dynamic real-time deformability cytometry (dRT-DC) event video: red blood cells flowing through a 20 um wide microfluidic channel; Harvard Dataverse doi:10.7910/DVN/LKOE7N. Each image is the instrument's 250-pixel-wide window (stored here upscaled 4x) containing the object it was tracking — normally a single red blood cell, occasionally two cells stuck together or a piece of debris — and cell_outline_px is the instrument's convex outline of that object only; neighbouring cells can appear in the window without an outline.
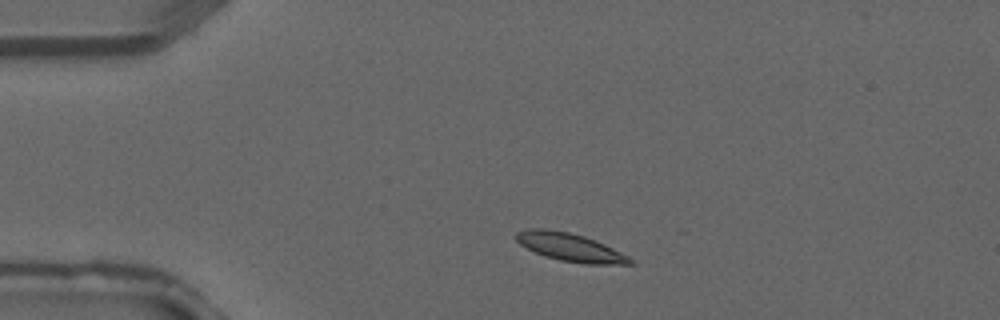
{"species": "common noctule bat (a hibernating species)", "species_latin": "Nyctalus noctula", "temperature_condition": "warm", "stored_images_in_passage": 4, "camera_frame_rate_fps": 3000, "um_per_image_px": 0.085, "animal": {"sex": "male", "forearm_length_mm": 52.5}, "frame": {"image": 1, "passage_image": 2, "time_ms": 0.333, "image_size_px": [1000, 320], "cell_outline_px": [[636, 264], [584, 264], [560, 260], [544, 256], [520, 244], [516, 240], [516, 232], [528, 228], [544, 228], [568, 232], [584, 236], [596, 240], [636, 260]], "centroid_in_image_um": [48.49, 21.02], "position_along_channel_um": 36.5, "area_um2": 18.67}}
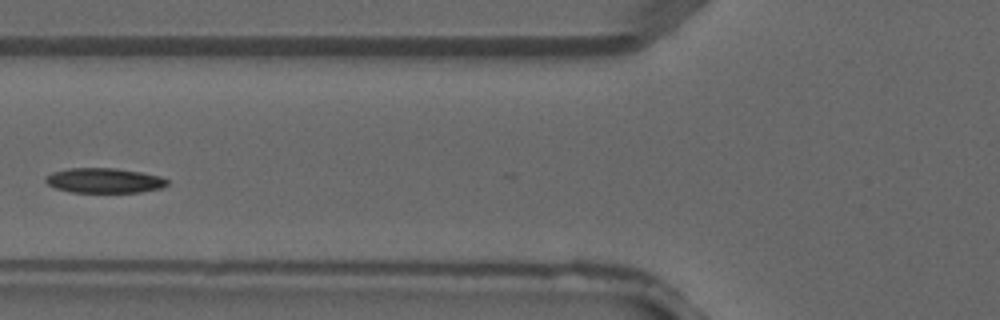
{"frame": {"image": 2, "passage_image": 4, "time_ms": 1.0, "image_size_px": [1000, 320], "cell_outline_px": [[168, 184], [160, 188], [140, 192], [72, 192], [56, 188], [48, 184], [44, 180], [44, 176], [52, 172], [68, 168], [116, 168], [140, 172], [160, 176], [168, 180]], "centroid_in_image_um": [8.83, 15.33], "position_along_channel_um": 117.0, "area_um2": 17.63}}